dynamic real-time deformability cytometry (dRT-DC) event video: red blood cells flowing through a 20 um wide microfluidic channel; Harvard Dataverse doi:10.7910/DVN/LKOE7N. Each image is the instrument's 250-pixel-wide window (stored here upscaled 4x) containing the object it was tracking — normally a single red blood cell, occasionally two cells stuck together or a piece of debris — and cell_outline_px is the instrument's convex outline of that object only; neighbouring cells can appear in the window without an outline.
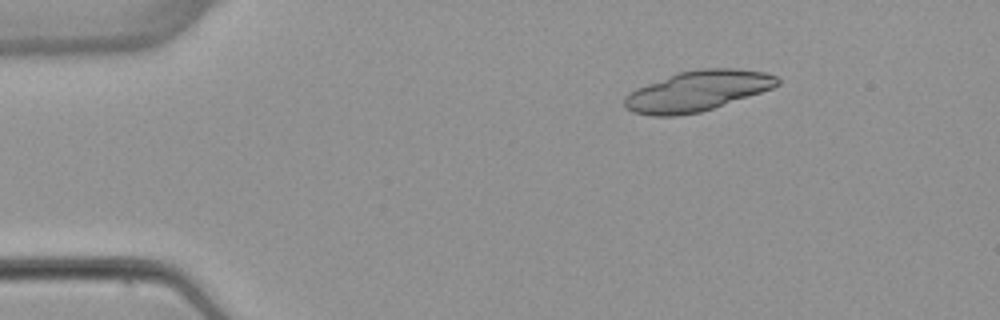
{"species": "common noctule bat (a hibernating species)", "species_latin": "Nyctalus noctula", "temperature_condition": "warm", "stored_images_in_passage": 5, "camera_frame_rate_fps": 3000, "um_per_image_px": 0.085, "animal": {"sex": "female", "body_mass_g": 22.7, "forearm_length_mm": 54.2}, "frame": {"image": 1, "passage_image": 3, "time_ms": 2.333, "image_size_px": [1000, 320], "cell_outline_px": [[780, 84], [772, 88], [700, 112], [676, 116], [652, 116], [632, 112], [624, 104], [624, 96], [628, 92], [636, 88], [676, 72], [700, 68], [736, 68], [764, 72], [776, 76], [780, 80]], "centroid_in_image_um": [59.24, 7.72], "position_along_channel_um": 25.8, "area_um2": 35.89}}